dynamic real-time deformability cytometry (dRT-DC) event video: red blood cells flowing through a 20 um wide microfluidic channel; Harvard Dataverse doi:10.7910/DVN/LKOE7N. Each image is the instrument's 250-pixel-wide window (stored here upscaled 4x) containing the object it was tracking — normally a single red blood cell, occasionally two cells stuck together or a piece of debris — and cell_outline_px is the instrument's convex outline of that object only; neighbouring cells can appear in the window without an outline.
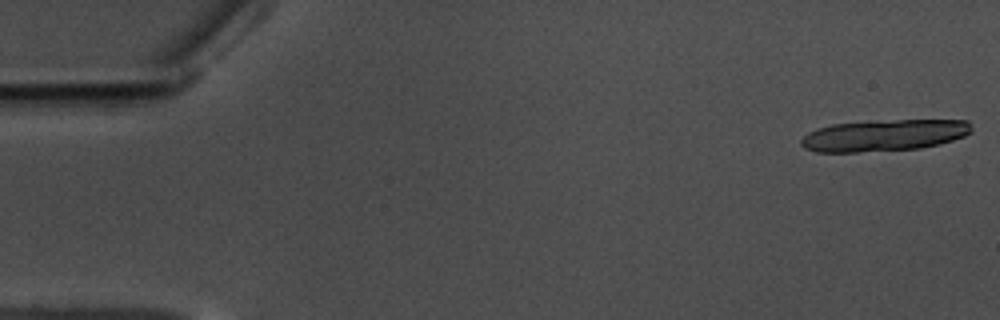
{"species": "common noctule bat (a hibernating species)", "species_latin": "Nyctalus noctula", "temperature_condition": "warm", "stored_images_in_passage": 16, "camera_frame_rate_fps": 3000, "um_per_image_px": 0.085, "animal": {"sex": "male", "body_mass_g": 17.5, "forearm_length_mm": 52.3}, "frame": {"image": 1, "passage_image": 1, "time_ms": 0.0, "image_size_px": [1000, 320], "cell_outline_px": [[972, 132], [964, 136], [940, 144], [920, 148], [856, 152], [816, 152], [804, 148], [800, 144], [800, 140], [808, 132], [816, 128], [832, 124], [896, 120], [968, 120], [972, 128]], "centroid_in_image_um": [75.13, 11.51], "position_along_channel_um": 9.9, "area_um2": 31.27}}